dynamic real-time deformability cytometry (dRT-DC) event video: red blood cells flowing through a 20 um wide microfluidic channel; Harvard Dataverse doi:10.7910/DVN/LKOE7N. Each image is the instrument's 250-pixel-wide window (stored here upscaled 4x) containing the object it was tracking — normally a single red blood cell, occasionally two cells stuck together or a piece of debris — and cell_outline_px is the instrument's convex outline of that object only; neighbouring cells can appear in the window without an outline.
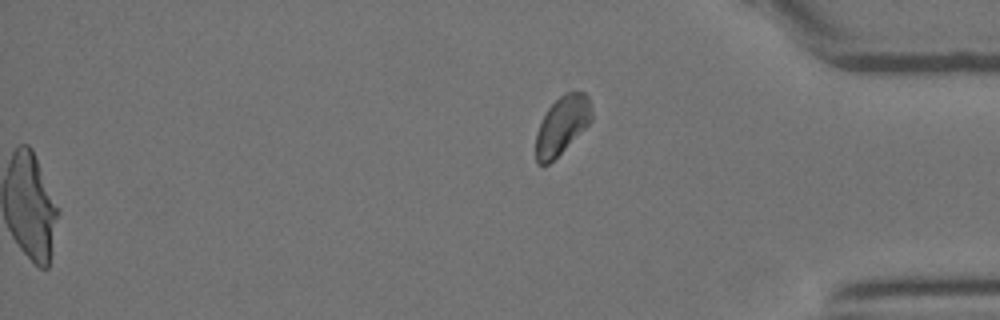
{"species": "Egyptian fruit bat (a non-hibernating species)", "species_latin": "Rousettus aegyptiacus", "temperature_condition": "room temperature", "stored_images_in_passage": 30, "segment_of_instrument_passage": [2, 2], "camera_frame_rate_fps": 3000, "um_per_image_px": 0.085, "animal": {"sex": "female"}, "frame": {"image": 1, "passage_image": 30, "time_ms": 9.667, "image_size_px": [1000, 320], "cell_outline_px": [[592, 120], [548, 164], [536, 164], [536, 132], [548, 108], [564, 92], [584, 92], [588, 96], [592, 112]], "centroid_in_image_um": [47.76, 10.61], "position_along_channel_um": 387.4, "area_um2": 18.38}}